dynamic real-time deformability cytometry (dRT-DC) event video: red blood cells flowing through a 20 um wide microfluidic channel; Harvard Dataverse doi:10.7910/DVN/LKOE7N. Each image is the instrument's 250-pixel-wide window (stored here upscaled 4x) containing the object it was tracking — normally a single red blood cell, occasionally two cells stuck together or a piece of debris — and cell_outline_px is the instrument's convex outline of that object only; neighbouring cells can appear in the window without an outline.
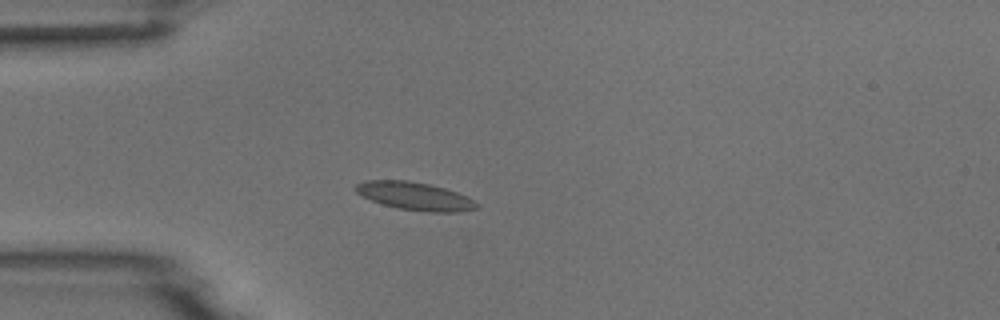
{"species": "common noctule bat (a hibernating species)", "species_latin": "Nyctalus noctula", "temperature_condition": "room temperature", "stored_images_in_passage": 5, "camera_frame_rate_fps": 3000, "um_per_image_px": 0.085, "animal": {"sex": "male", "body_mass_g": 18.8}, "frame": {"image": 1, "passage_image": 4, "time_ms": 3.333, "image_size_px": [1000, 320], "cell_outline_px": [[480, 208], [460, 212], [428, 212], [396, 208], [372, 200], [356, 192], [352, 188], [356, 184], [364, 180], [408, 180], [428, 184], [444, 188], [468, 196], [480, 204]], "centroid_in_image_um": [35.3, 16.67], "position_along_channel_um": 49.7, "area_um2": 19.88}}